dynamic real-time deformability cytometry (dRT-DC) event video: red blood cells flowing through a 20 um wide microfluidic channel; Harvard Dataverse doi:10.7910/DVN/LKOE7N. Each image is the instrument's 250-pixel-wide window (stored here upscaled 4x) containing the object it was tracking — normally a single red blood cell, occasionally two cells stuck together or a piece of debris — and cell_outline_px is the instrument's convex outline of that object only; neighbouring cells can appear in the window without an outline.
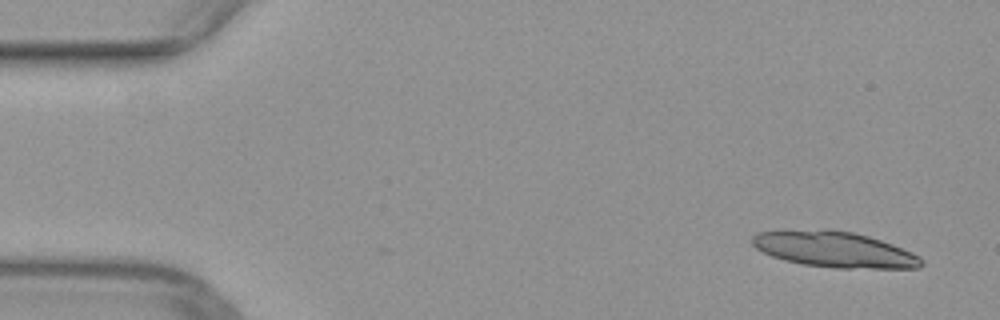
{"species": "common noctule bat (a hibernating species)", "species_latin": "Nyctalus noctula", "temperature_condition": "warm", "stored_images_in_passage": 42, "camera_frame_rate_fps": 3000, "um_per_image_px": 0.085, "animal": {"sex": "female", "body_mass_g": 29.2, "forearm_length_mm": 56.3}, "frame": {"image": 1, "passage_image": 1, "time_ms": 0.0, "image_size_px": [1000, 320], "cell_outline_px": [[924, 264], [920, 268], [836, 268], [804, 264], [784, 260], [772, 256], [756, 248], [752, 244], [752, 236], [756, 232], [852, 232], [868, 236], [892, 244], [912, 252], [920, 256], [924, 260]], "centroid_in_image_um": [71.02, 21.26], "position_along_channel_um": 14.0, "area_um2": 33.99}}
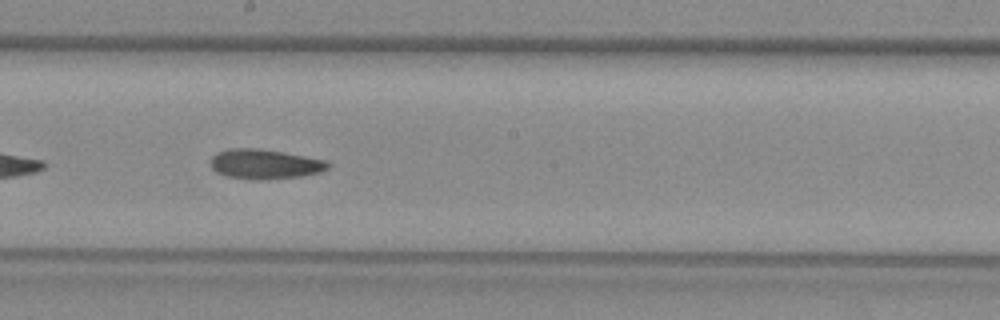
{"frame": {"image": 2, "passage_image": 26, "time_ms": 8.333, "image_size_px": [1000, 320], "cell_outline_px": [[332, 164], [328, 168], [320, 172], [300, 176], [264, 180], [256, 180], [224, 176], [216, 172], [212, 168], [212, 156], [216, 152], [228, 148], [260, 148], [284, 152], [324, 160]], "centroid_in_image_um": [22.48, 13.94], "position_along_channel_um": 225.7, "area_um2": 20.46}}
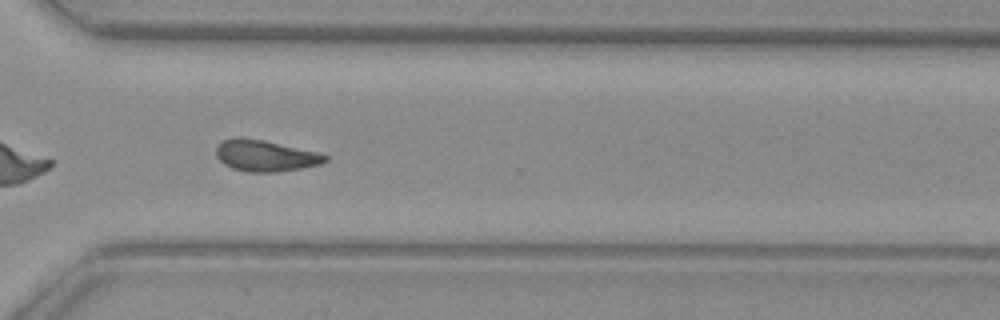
{"frame": {"image": 3, "passage_image": 35, "time_ms": 11.333, "image_size_px": [1000, 320], "cell_outline_px": [[328, 160], [320, 164], [300, 168], [276, 172], [248, 172], [232, 168], [224, 164], [216, 156], [216, 144], [220, 140], [236, 136], [240, 136], [264, 140], [320, 152], [328, 156]], "centroid_in_image_um": [22.52, 13.21], "position_along_channel_um": 348.1, "area_um2": 20.23}}